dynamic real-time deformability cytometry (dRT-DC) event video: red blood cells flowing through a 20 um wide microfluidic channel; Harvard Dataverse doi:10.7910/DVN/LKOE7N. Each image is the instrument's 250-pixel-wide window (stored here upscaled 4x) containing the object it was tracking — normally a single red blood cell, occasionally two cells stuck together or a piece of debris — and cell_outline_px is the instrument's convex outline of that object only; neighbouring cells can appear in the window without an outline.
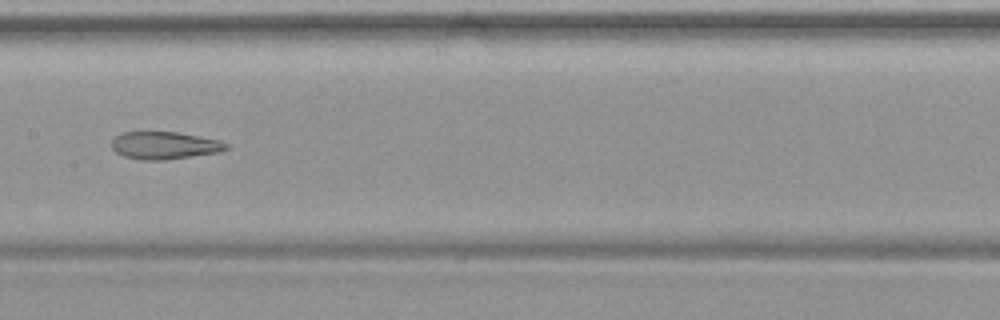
{"species": "common noctule bat (a hibernating species)", "species_latin": "Nyctalus noctula", "temperature_condition": "warm", "stored_images_in_passage": 49, "camera_frame_rate_fps": 3000, "um_per_image_px": 0.085, "animal": {"sex": "female", "body_mass_g": 19.9}, "frame": {"image": 1, "passage_image": 25, "time_ms": 8.0, "image_size_px": [1000, 320], "cell_outline_px": [[232, 148], [220, 152], [164, 160], [140, 160], [124, 156], [116, 152], [112, 148], [112, 140], [116, 136], [124, 132], [176, 132], [220, 140], [228, 144]], "centroid_in_image_um": [14.02, 12.37], "position_along_channel_um": 193.4, "area_um2": 18.38}}
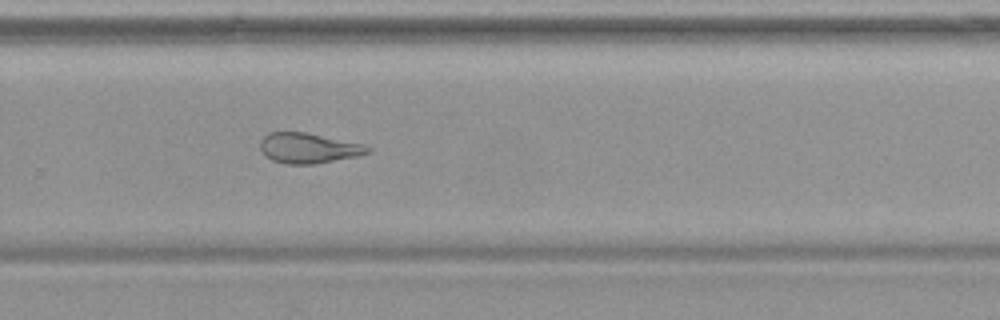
{"frame": {"image": 2, "passage_image": 33, "time_ms": 10.667, "image_size_px": [1000, 320], "cell_outline_px": [[372, 148], [368, 152], [356, 156], [316, 164], [284, 164], [272, 160], [260, 148], [260, 140], [268, 132], [308, 132], [364, 144]], "centroid_in_image_um": [26.22, 12.58], "position_along_channel_um": 303.6, "area_um2": 18.96}}
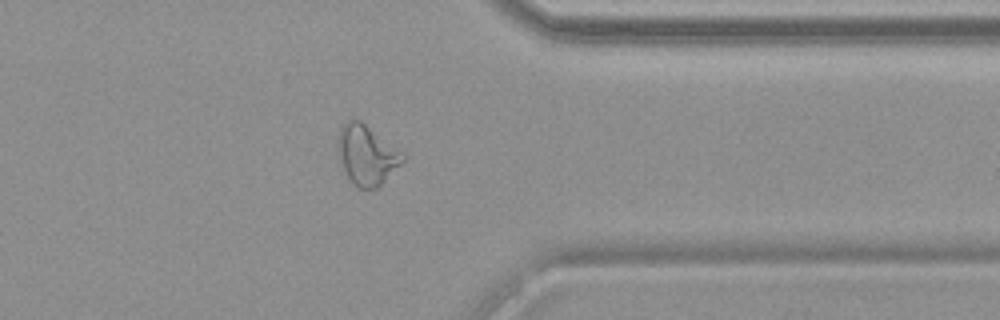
{"frame": {"image": 3, "passage_image": 39, "time_ms": 12.667, "image_size_px": [1000, 320], "cell_outline_px": [[408, 156], [376, 188], [360, 188], [352, 184], [344, 168], [336, 144], [336, 140], [340, 128], [352, 116], [360, 120], [404, 152]], "centroid_in_image_um": [31.17, 13.11], "position_along_channel_um": 380.2, "area_um2": 22.48}}